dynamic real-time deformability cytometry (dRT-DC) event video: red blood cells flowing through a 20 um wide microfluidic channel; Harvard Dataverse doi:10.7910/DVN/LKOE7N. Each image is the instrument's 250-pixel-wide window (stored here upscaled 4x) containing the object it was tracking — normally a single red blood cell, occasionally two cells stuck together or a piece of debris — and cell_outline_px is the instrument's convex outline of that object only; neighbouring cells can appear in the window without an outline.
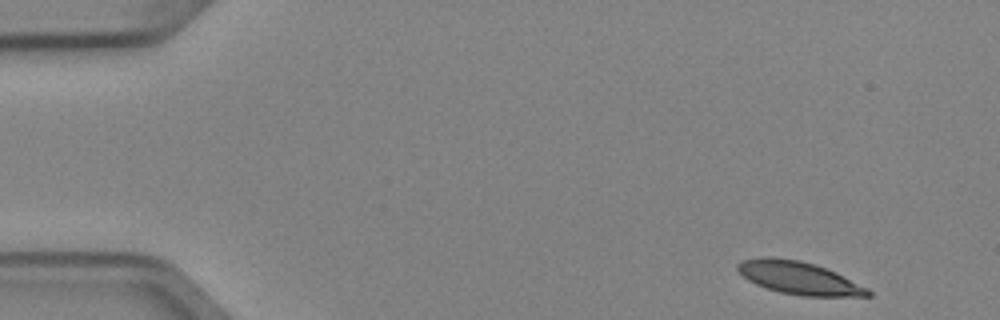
{"species": "Egyptian fruit bat (a non-hibernating species)", "species_latin": "Rousettus aegyptiacus", "temperature_condition": "cold", "stored_images_in_passage": 4, "camera_frame_rate_fps": 3000, "um_per_image_px": 0.085, "animal": {"sex": "female"}, "frame": {"image": 1, "passage_image": 1, "time_ms": 0.0, "image_size_px": [1000, 320], "cell_outline_px": [[872, 296], [804, 296], [780, 292], [756, 284], [748, 280], [736, 268], [736, 264], [744, 260], [760, 256], [768, 256], [800, 260], [816, 264], [836, 272], [868, 288], [872, 292]], "centroid_in_image_um": [67.92, 23.61], "position_along_channel_um": 17.1, "area_um2": 24.85}}
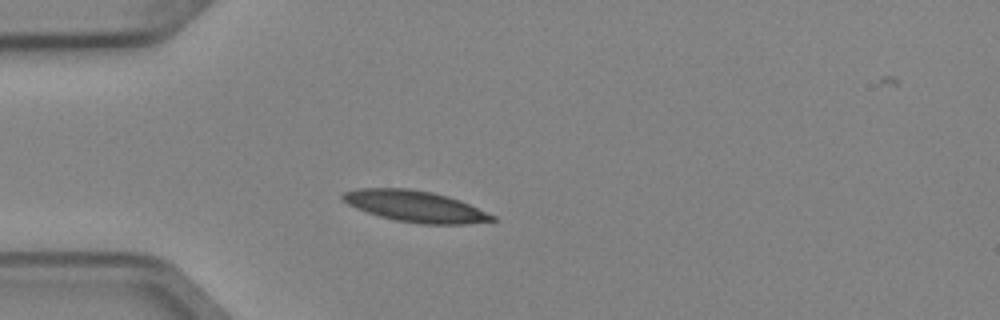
{"frame": {"image": 2, "passage_image": 3, "time_ms": 0.667, "image_size_px": [1000, 320], "cell_outline_px": [[496, 220], [468, 224], [420, 224], [396, 220], [380, 216], [356, 208], [348, 204], [340, 196], [344, 192], [356, 188], [408, 188], [432, 192], [448, 196], [460, 200], [496, 216]], "centroid_in_image_um": [35.31, 17.53], "position_along_channel_um": 49.7, "area_um2": 27.17}}